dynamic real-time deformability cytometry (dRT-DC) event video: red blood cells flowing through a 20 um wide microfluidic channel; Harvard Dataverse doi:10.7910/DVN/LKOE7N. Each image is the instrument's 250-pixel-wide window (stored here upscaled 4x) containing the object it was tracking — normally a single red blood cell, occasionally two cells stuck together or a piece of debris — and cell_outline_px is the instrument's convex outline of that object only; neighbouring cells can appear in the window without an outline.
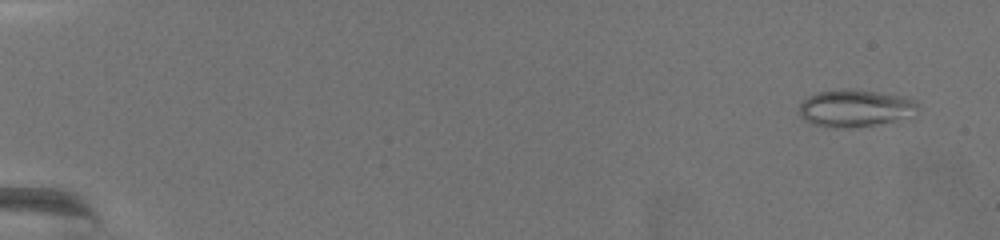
{"species": "common noctule bat (a hibernating species)", "species_latin": "Nyctalus noctula", "temperature_condition": "warm", "stored_images_in_passage": 74, "camera_frame_rate_fps": 3000, "um_per_image_px": 0.085, "animal": {"sex": "female", "body_mass_g": 19.5, "forearm_length_mm": 54.1}, "frame": {"image": 1, "passage_image": 5, "time_ms": 1.333, "image_size_px": [1000, 240], "cell_outline_px": [[920, 112], [912, 116], [876, 124], [856, 128], [832, 128], [812, 124], [804, 120], [800, 116], [800, 104], [808, 96], [820, 92], [848, 88], [876, 92], [900, 96], [916, 100]], "centroid_in_image_um": [72.7, 9.21], "position_along_channel_um": 12.3, "area_um2": 25.84}}
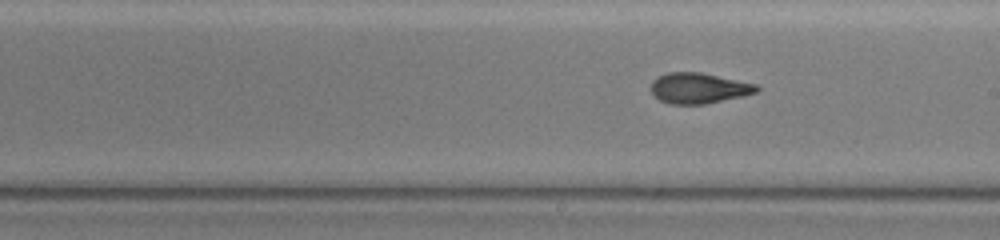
{"frame": {"image": 2, "passage_image": 45, "time_ms": 14.667, "image_size_px": [1000, 240], "cell_outline_px": [[760, 88], [756, 92], [740, 96], [704, 104], [668, 104], [652, 96], [652, 80], [656, 76], [668, 72], [700, 72], [756, 84]], "centroid_in_image_um": [59.33, 7.49], "position_along_channel_um": 229.7, "area_um2": 18.73}}
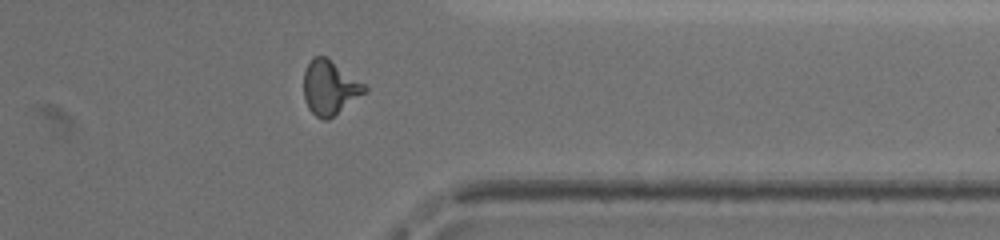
{"frame": {"image": 3, "passage_image": 61, "time_ms": 20.0, "image_size_px": [1000, 240], "cell_outline_px": [[368, 92], [328, 120], [324, 120], [316, 116], [308, 108], [304, 100], [304, 72], [312, 56], [324, 56], [364, 84], [368, 88]], "centroid_in_image_um": [28.03, 7.48], "position_along_channel_um": 383.4, "area_um2": 19.13}, "authors_computed_cell_mechanics": {"area_um2": 19.3919, "velocity_mm_per_s": 2.9567, "shape_relaxation_time_tau1_ms": null, "shape_relaxation_time_tau2_ms": 1.893, "deformation_change_tau1": null, "deformation_change_tau2": 0.0868}}